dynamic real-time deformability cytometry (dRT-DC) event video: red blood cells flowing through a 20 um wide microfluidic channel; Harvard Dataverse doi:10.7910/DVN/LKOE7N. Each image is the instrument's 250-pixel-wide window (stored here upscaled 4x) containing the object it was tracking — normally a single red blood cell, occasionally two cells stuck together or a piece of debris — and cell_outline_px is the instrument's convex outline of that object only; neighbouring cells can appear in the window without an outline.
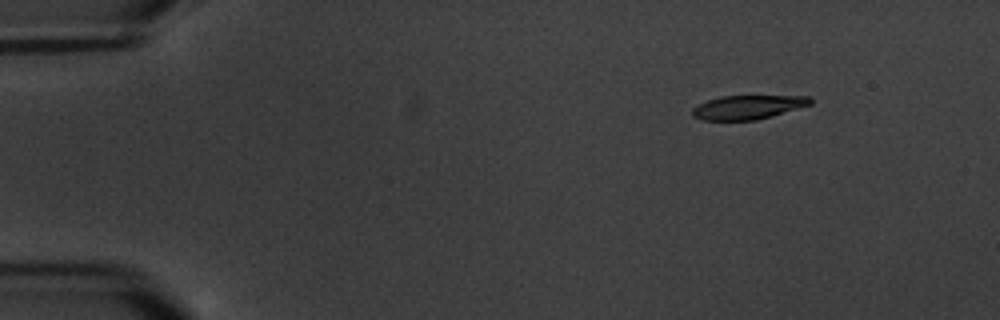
{"species": "common noctule bat (a hibernating species)", "species_latin": "Nyctalus noctula", "temperature_condition": "warm", "stored_images_in_passage": 5, "camera_frame_rate_fps": 3000, "um_per_image_px": 0.085, "animal": {"sex": "male", "body_mass_g": 20.1, "forearm_length_mm": 53.5}, "frame": {"image": 1, "passage_image": 2, "time_ms": 1.333, "image_size_px": [1000, 320], "cell_outline_px": [[812, 104], [772, 116], [756, 120], [704, 120], [692, 116], [692, 108], [708, 100], [720, 96], [808, 96], [812, 100]], "centroid_in_image_um": [63.57, 9.11], "position_along_channel_um": 21.4, "area_um2": 16.36}}
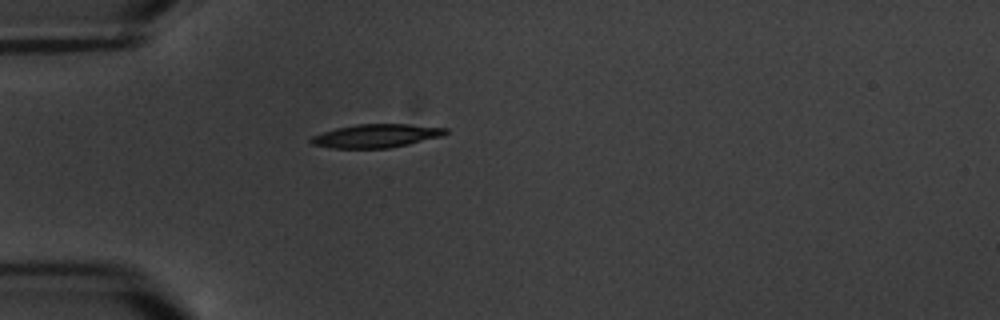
{"frame": {"image": 2, "passage_image": 5, "time_ms": 4.667, "image_size_px": [1000, 320], "cell_outline_px": [[448, 132], [444, 136], [408, 144], [388, 148], [332, 148], [312, 144], [308, 140], [312, 136], [336, 128], [356, 124], [408, 124], [448, 128]], "centroid_in_image_um": [32.0, 11.54], "position_along_channel_um": 53.0, "area_um2": 18.38}}